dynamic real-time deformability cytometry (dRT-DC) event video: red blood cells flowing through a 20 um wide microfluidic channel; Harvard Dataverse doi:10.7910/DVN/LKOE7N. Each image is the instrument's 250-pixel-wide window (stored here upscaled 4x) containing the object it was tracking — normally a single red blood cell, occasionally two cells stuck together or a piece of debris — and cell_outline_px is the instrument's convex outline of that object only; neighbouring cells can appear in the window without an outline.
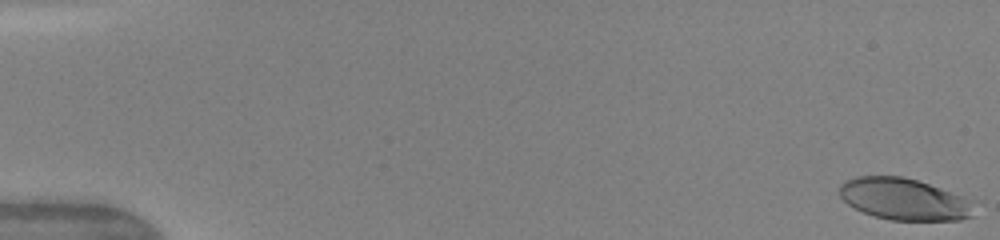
{"species": "human", "species_latin": "Homo sapiens", "temperature_condition": "warm", "stored_images_in_passage": 49, "camera_frame_rate_fps": 3000, "um_per_image_px": 0.085, "donor": {"sex": "female"}, "frame": {"image": 1, "passage_image": 1, "time_ms": 0.0, "image_size_px": [1000, 240], "cell_outline_px": [[972, 216], [960, 220], [892, 220], [876, 216], [864, 212], [848, 204], [840, 196], [840, 184], [856, 176], [900, 176], [916, 180], [940, 188], [960, 196], [968, 200]], "centroid_in_image_um": [76.78, 16.92], "position_along_channel_um": 8.2, "area_um2": 31.91}}
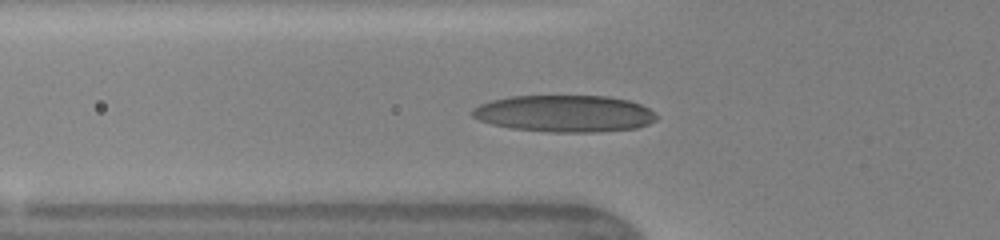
{"frame": {"image": 2, "passage_image": 18, "time_ms": 5.667, "image_size_px": [1000, 240], "cell_outline_px": [[660, 116], [656, 120], [648, 124], [636, 128], [596, 132], [552, 132], [512, 128], [492, 124], [480, 120], [472, 116], [472, 108], [480, 104], [492, 100], [508, 96], [608, 96], [628, 100], [640, 104], [656, 112]], "centroid_in_image_um": [48.02, 9.65], "position_along_channel_um": 77.8, "area_um2": 39.65}}
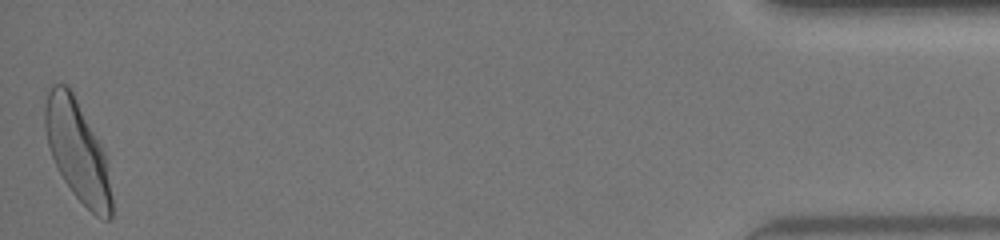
{"frame": {"image": 3, "passage_image": 49, "time_ms": 16.0, "image_size_px": [1000, 240], "cell_outline_px": [[112, 216], [108, 220], [104, 220], [96, 216], [72, 192], [64, 180], [52, 156], [48, 144], [44, 128], [44, 108], [48, 88], [52, 84], [68, 84], [104, 148], [112, 196]], "centroid_in_image_um": [6.58, 12.8], "position_along_channel_um": 428.6, "area_um2": 39.07}, "authors_computed_cell_mechanics": {"area_um2": 35.547, "velocity_mm_per_s": 4.1737, "shape_relaxation_time_tau1_ms": 3.512, "shape_relaxation_time_tau2_ms": 0.9577, "deformation_change_tau1": 0.19, "deformation_change_tau2": 0.0721}}